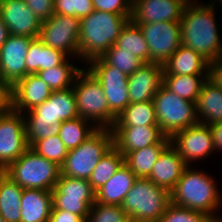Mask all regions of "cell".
Listing matches in <instances>:
<instances>
[{
	"label": "cell",
	"instance_id": "6da1fadb",
	"mask_svg": "<svg viewBox=\"0 0 222 222\" xmlns=\"http://www.w3.org/2000/svg\"><path fill=\"white\" fill-rule=\"evenodd\" d=\"M210 3L186 5L180 19L182 45L195 50L208 62L222 56V40L214 11L217 8L212 0Z\"/></svg>",
	"mask_w": 222,
	"mask_h": 222
},
{
	"label": "cell",
	"instance_id": "7a4b0ae2",
	"mask_svg": "<svg viewBox=\"0 0 222 222\" xmlns=\"http://www.w3.org/2000/svg\"><path fill=\"white\" fill-rule=\"evenodd\" d=\"M131 16L93 11L80 20L79 60L88 63L101 57L116 39Z\"/></svg>",
	"mask_w": 222,
	"mask_h": 222
},
{
	"label": "cell",
	"instance_id": "3957f363",
	"mask_svg": "<svg viewBox=\"0 0 222 222\" xmlns=\"http://www.w3.org/2000/svg\"><path fill=\"white\" fill-rule=\"evenodd\" d=\"M214 179L207 172L187 166L171 191V203L209 217L214 215L222 205L221 192Z\"/></svg>",
	"mask_w": 222,
	"mask_h": 222
},
{
	"label": "cell",
	"instance_id": "277c9868",
	"mask_svg": "<svg viewBox=\"0 0 222 222\" xmlns=\"http://www.w3.org/2000/svg\"><path fill=\"white\" fill-rule=\"evenodd\" d=\"M170 204L169 190L148 178H137L121 206L131 222H159Z\"/></svg>",
	"mask_w": 222,
	"mask_h": 222
},
{
	"label": "cell",
	"instance_id": "5b68a950",
	"mask_svg": "<svg viewBox=\"0 0 222 222\" xmlns=\"http://www.w3.org/2000/svg\"><path fill=\"white\" fill-rule=\"evenodd\" d=\"M72 88L78 116L90 121L96 128L112 129L116 118L109 112L102 85L87 68L78 74Z\"/></svg>",
	"mask_w": 222,
	"mask_h": 222
},
{
	"label": "cell",
	"instance_id": "8992f818",
	"mask_svg": "<svg viewBox=\"0 0 222 222\" xmlns=\"http://www.w3.org/2000/svg\"><path fill=\"white\" fill-rule=\"evenodd\" d=\"M3 172L23 189L52 191L60 178L61 167L29 147Z\"/></svg>",
	"mask_w": 222,
	"mask_h": 222
},
{
	"label": "cell",
	"instance_id": "52a82bcc",
	"mask_svg": "<svg viewBox=\"0 0 222 222\" xmlns=\"http://www.w3.org/2000/svg\"><path fill=\"white\" fill-rule=\"evenodd\" d=\"M113 146L112 129L97 128L84 142L69 150L61 175L88 180L100 159Z\"/></svg>",
	"mask_w": 222,
	"mask_h": 222
},
{
	"label": "cell",
	"instance_id": "ba28073f",
	"mask_svg": "<svg viewBox=\"0 0 222 222\" xmlns=\"http://www.w3.org/2000/svg\"><path fill=\"white\" fill-rule=\"evenodd\" d=\"M157 123L171 138L175 133L198 123L195 102L179 97L162 85L153 98Z\"/></svg>",
	"mask_w": 222,
	"mask_h": 222
},
{
	"label": "cell",
	"instance_id": "9c48e42d",
	"mask_svg": "<svg viewBox=\"0 0 222 222\" xmlns=\"http://www.w3.org/2000/svg\"><path fill=\"white\" fill-rule=\"evenodd\" d=\"M87 65V69L102 85L109 112L117 118L130 104L128 75L109 65L102 57L92 59Z\"/></svg>",
	"mask_w": 222,
	"mask_h": 222
},
{
	"label": "cell",
	"instance_id": "30bf717a",
	"mask_svg": "<svg viewBox=\"0 0 222 222\" xmlns=\"http://www.w3.org/2000/svg\"><path fill=\"white\" fill-rule=\"evenodd\" d=\"M80 19L54 13L41 22L38 38L47 46L58 49L69 58H79Z\"/></svg>",
	"mask_w": 222,
	"mask_h": 222
},
{
	"label": "cell",
	"instance_id": "8fae6325",
	"mask_svg": "<svg viewBox=\"0 0 222 222\" xmlns=\"http://www.w3.org/2000/svg\"><path fill=\"white\" fill-rule=\"evenodd\" d=\"M29 148L25 119L9 106L0 111V171H4Z\"/></svg>",
	"mask_w": 222,
	"mask_h": 222
},
{
	"label": "cell",
	"instance_id": "7c38bea8",
	"mask_svg": "<svg viewBox=\"0 0 222 222\" xmlns=\"http://www.w3.org/2000/svg\"><path fill=\"white\" fill-rule=\"evenodd\" d=\"M140 27L149 48L151 63L161 65L172 56L181 43L180 21L136 24Z\"/></svg>",
	"mask_w": 222,
	"mask_h": 222
},
{
	"label": "cell",
	"instance_id": "4fadbf2b",
	"mask_svg": "<svg viewBox=\"0 0 222 222\" xmlns=\"http://www.w3.org/2000/svg\"><path fill=\"white\" fill-rule=\"evenodd\" d=\"M170 144L188 166L215 152L210 126L201 123L175 133L170 138Z\"/></svg>",
	"mask_w": 222,
	"mask_h": 222
},
{
	"label": "cell",
	"instance_id": "5bb4252c",
	"mask_svg": "<svg viewBox=\"0 0 222 222\" xmlns=\"http://www.w3.org/2000/svg\"><path fill=\"white\" fill-rule=\"evenodd\" d=\"M32 40L9 35L0 49V79L8 89L26 76V55Z\"/></svg>",
	"mask_w": 222,
	"mask_h": 222
},
{
	"label": "cell",
	"instance_id": "9a60e30c",
	"mask_svg": "<svg viewBox=\"0 0 222 222\" xmlns=\"http://www.w3.org/2000/svg\"><path fill=\"white\" fill-rule=\"evenodd\" d=\"M51 93L52 90L36 73L27 74L9 89L8 106L23 114L44 103Z\"/></svg>",
	"mask_w": 222,
	"mask_h": 222
},
{
	"label": "cell",
	"instance_id": "2e32d148",
	"mask_svg": "<svg viewBox=\"0 0 222 222\" xmlns=\"http://www.w3.org/2000/svg\"><path fill=\"white\" fill-rule=\"evenodd\" d=\"M0 16L10 35L38 38L41 21L24 0H0Z\"/></svg>",
	"mask_w": 222,
	"mask_h": 222
},
{
	"label": "cell",
	"instance_id": "e0dca14e",
	"mask_svg": "<svg viewBox=\"0 0 222 222\" xmlns=\"http://www.w3.org/2000/svg\"><path fill=\"white\" fill-rule=\"evenodd\" d=\"M26 141L31 147L37 140L58 135L61 122L55 121L53 91L50 97L32 110L23 113Z\"/></svg>",
	"mask_w": 222,
	"mask_h": 222
},
{
	"label": "cell",
	"instance_id": "ac0fdd59",
	"mask_svg": "<svg viewBox=\"0 0 222 222\" xmlns=\"http://www.w3.org/2000/svg\"><path fill=\"white\" fill-rule=\"evenodd\" d=\"M185 6L180 0H132L130 20L135 24L180 21Z\"/></svg>",
	"mask_w": 222,
	"mask_h": 222
},
{
	"label": "cell",
	"instance_id": "d6986e66",
	"mask_svg": "<svg viewBox=\"0 0 222 222\" xmlns=\"http://www.w3.org/2000/svg\"><path fill=\"white\" fill-rule=\"evenodd\" d=\"M113 146L125 157L129 152L158 144L165 135L159 126H113Z\"/></svg>",
	"mask_w": 222,
	"mask_h": 222
},
{
	"label": "cell",
	"instance_id": "ffe728a7",
	"mask_svg": "<svg viewBox=\"0 0 222 222\" xmlns=\"http://www.w3.org/2000/svg\"><path fill=\"white\" fill-rule=\"evenodd\" d=\"M163 65L144 63L139 69L128 76L130 103L153 100L158 89L163 85Z\"/></svg>",
	"mask_w": 222,
	"mask_h": 222
},
{
	"label": "cell",
	"instance_id": "44dd1931",
	"mask_svg": "<svg viewBox=\"0 0 222 222\" xmlns=\"http://www.w3.org/2000/svg\"><path fill=\"white\" fill-rule=\"evenodd\" d=\"M187 166L177 150L169 144L159 155L151 174L147 178L157 186L171 192Z\"/></svg>",
	"mask_w": 222,
	"mask_h": 222
},
{
	"label": "cell",
	"instance_id": "7402d4cb",
	"mask_svg": "<svg viewBox=\"0 0 222 222\" xmlns=\"http://www.w3.org/2000/svg\"><path fill=\"white\" fill-rule=\"evenodd\" d=\"M136 179L132 170L123 163L116 173L95 192V202L121 206Z\"/></svg>",
	"mask_w": 222,
	"mask_h": 222
},
{
	"label": "cell",
	"instance_id": "603a6c76",
	"mask_svg": "<svg viewBox=\"0 0 222 222\" xmlns=\"http://www.w3.org/2000/svg\"><path fill=\"white\" fill-rule=\"evenodd\" d=\"M208 65L209 62L198 52L181 44L163 64V74L208 75Z\"/></svg>",
	"mask_w": 222,
	"mask_h": 222
},
{
	"label": "cell",
	"instance_id": "cb8c5ba5",
	"mask_svg": "<svg viewBox=\"0 0 222 222\" xmlns=\"http://www.w3.org/2000/svg\"><path fill=\"white\" fill-rule=\"evenodd\" d=\"M52 207L51 191L23 189L20 222H48Z\"/></svg>",
	"mask_w": 222,
	"mask_h": 222
},
{
	"label": "cell",
	"instance_id": "d4e9b609",
	"mask_svg": "<svg viewBox=\"0 0 222 222\" xmlns=\"http://www.w3.org/2000/svg\"><path fill=\"white\" fill-rule=\"evenodd\" d=\"M195 107L198 123L212 125L222 122V88L207 79L201 87Z\"/></svg>",
	"mask_w": 222,
	"mask_h": 222
},
{
	"label": "cell",
	"instance_id": "484cf974",
	"mask_svg": "<svg viewBox=\"0 0 222 222\" xmlns=\"http://www.w3.org/2000/svg\"><path fill=\"white\" fill-rule=\"evenodd\" d=\"M68 56L62 51L44 44L39 38L30 42L26 55V75L35 74L62 64Z\"/></svg>",
	"mask_w": 222,
	"mask_h": 222
},
{
	"label": "cell",
	"instance_id": "4316f807",
	"mask_svg": "<svg viewBox=\"0 0 222 222\" xmlns=\"http://www.w3.org/2000/svg\"><path fill=\"white\" fill-rule=\"evenodd\" d=\"M22 192L23 188L0 171V216L5 222L21 221Z\"/></svg>",
	"mask_w": 222,
	"mask_h": 222
},
{
	"label": "cell",
	"instance_id": "83f0119b",
	"mask_svg": "<svg viewBox=\"0 0 222 222\" xmlns=\"http://www.w3.org/2000/svg\"><path fill=\"white\" fill-rule=\"evenodd\" d=\"M170 144V138L164 137L158 144L129 152L124 163L137 178H147L162 151Z\"/></svg>",
	"mask_w": 222,
	"mask_h": 222
},
{
	"label": "cell",
	"instance_id": "f1b7e54d",
	"mask_svg": "<svg viewBox=\"0 0 222 222\" xmlns=\"http://www.w3.org/2000/svg\"><path fill=\"white\" fill-rule=\"evenodd\" d=\"M208 75L163 74V85L179 97L196 103Z\"/></svg>",
	"mask_w": 222,
	"mask_h": 222
},
{
	"label": "cell",
	"instance_id": "f546056e",
	"mask_svg": "<svg viewBox=\"0 0 222 222\" xmlns=\"http://www.w3.org/2000/svg\"><path fill=\"white\" fill-rule=\"evenodd\" d=\"M114 126H159L153 100L130 103L116 118Z\"/></svg>",
	"mask_w": 222,
	"mask_h": 222
},
{
	"label": "cell",
	"instance_id": "4dcf8cb0",
	"mask_svg": "<svg viewBox=\"0 0 222 222\" xmlns=\"http://www.w3.org/2000/svg\"><path fill=\"white\" fill-rule=\"evenodd\" d=\"M115 44L121 49L133 53L144 63H150L148 43L140 27L131 20L122 28Z\"/></svg>",
	"mask_w": 222,
	"mask_h": 222
},
{
	"label": "cell",
	"instance_id": "1f68e13d",
	"mask_svg": "<svg viewBox=\"0 0 222 222\" xmlns=\"http://www.w3.org/2000/svg\"><path fill=\"white\" fill-rule=\"evenodd\" d=\"M69 57L60 65L38 71L36 74L44 80L52 91L72 88L75 79L83 68H77L70 63Z\"/></svg>",
	"mask_w": 222,
	"mask_h": 222
},
{
	"label": "cell",
	"instance_id": "d6a6232c",
	"mask_svg": "<svg viewBox=\"0 0 222 222\" xmlns=\"http://www.w3.org/2000/svg\"><path fill=\"white\" fill-rule=\"evenodd\" d=\"M90 123L82 117H76L61 123L58 136L68 151L78 147L97 129L93 124L89 125Z\"/></svg>",
	"mask_w": 222,
	"mask_h": 222
},
{
	"label": "cell",
	"instance_id": "836d02e7",
	"mask_svg": "<svg viewBox=\"0 0 222 222\" xmlns=\"http://www.w3.org/2000/svg\"><path fill=\"white\" fill-rule=\"evenodd\" d=\"M124 156L112 146L100 159L88 179L94 192L101 188L122 166Z\"/></svg>",
	"mask_w": 222,
	"mask_h": 222
},
{
	"label": "cell",
	"instance_id": "e575fe53",
	"mask_svg": "<svg viewBox=\"0 0 222 222\" xmlns=\"http://www.w3.org/2000/svg\"><path fill=\"white\" fill-rule=\"evenodd\" d=\"M52 196L81 197V200H95V192L86 179H77L60 175L51 191Z\"/></svg>",
	"mask_w": 222,
	"mask_h": 222
},
{
	"label": "cell",
	"instance_id": "d590c367",
	"mask_svg": "<svg viewBox=\"0 0 222 222\" xmlns=\"http://www.w3.org/2000/svg\"><path fill=\"white\" fill-rule=\"evenodd\" d=\"M109 65L118 68L126 75H131L139 69L144 62L133 53L121 49L114 44L101 56Z\"/></svg>",
	"mask_w": 222,
	"mask_h": 222
},
{
	"label": "cell",
	"instance_id": "8d00e7d4",
	"mask_svg": "<svg viewBox=\"0 0 222 222\" xmlns=\"http://www.w3.org/2000/svg\"><path fill=\"white\" fill-rule=\"evenodd\" d=\"M38 155L61 166L66 159L68 149L58 135L37 140L31 147Z\"/></svg>",
	"mask_w": 222,
	"mask_h": 222
},
{
	"label": "cell",
	"instance_id": "74e56055",
	"mask_svg": "<svg viewBox=\"0 0 222 222\" xmlns=\"http://www.w3.org/2000/svg\"><path fill=\"white\" fill-rule=\"evenodd\" d=\"M55 121L64 122L78 116L73 88L53 91Z\"/></svg>",
	"mask_w": 222,
	"mask_h": 222
},
{
	"label": "cell",
	"instance_id": "f35d334b",
	"mask_svg": "<svg viewBox=\"0 0 222 222\" xmlns=\"http://www.w3.org/2000/svg\"><path fill=\"white\" fill-rule=\"evenodd\" d=\"M86 222H131L122 206L94 203Z\"/></svg>",
	"mask_w": 222,
	"mask_h": 222
},
{
	"label": "cell",
	"instance_id": "ab89813d",
	"mask_svg": "<svg viewBox=\"0 0 222 222\" xmlns=\"http://www.w3.org/2000/svg\"><path fill=\"white\" fill-rule=\"evenodd\" d=\"M94 203L95 200H81V197L52 196V210H65L81 216L85 221Z\"/></svg>",
	"mask_w": 222,
	"mask_h": 222
},
{
	"label": "cell",
	"instance_id": "60d3db41",
	"mask_svg": "<svg viewBox=\"0 0 222 222\" xmlns=\"http://www.w3.org/2000/svg\"><path fill=\"white\" fill-rule=\"evenodd\" d=\"M92 0H54V13L80 20L93 12Z\"/></svg>",
	"mask_w": 222,
	"mask_h": 222
},
{
	"label": "cell",
	"instance_id": "b9f144b4",
	"mask_svg": "<svg viewBox=\"0 0 222 222\" xmlns=\"http://www.w3.org/2000/svg\"><path fill=\"white\" fill-rule=\"evenodd\" d=\"M204 213L170 204L159 222H208Z\"/></svg>",
	"mask_w": 222,
	"mask_h": 222
},
{
	"label": "cell",
	"instance_id": "7bdbcfd3",
	"mask_svg": "<svg viewBox=\"0 0 222 222\" xmlns=\"http://www.w3.org/2000/svg\"><path fill=\"white\" fill-rule=\"evenodd\" d=\"M95 11L119 14L121 16L132 15V0H92Z\"/></svg>",
	"mask_w": 222,
	"mask_h": 222
},
{
	"label": "cell",
	"instance_id": "ee69618b",
	"mask_svg": "<svg viewBox=\"0 0 222 222\" xmlns=\"http://www.w3.org/2000/svg\"><path fill=\"white\" fill-rule=\"evenodd\" d=\"M24 1L41 22L50 19L54 14V0H24Z\"/></svg>",
	"mask_w": 222,
	"mask_h": 222
},
{
	"label": "cell",
	"instance_id": "f6af8a7d",
	"mask_svg": "<svg viewBox=\"0 0 222 222\" xmlns=\"http://www.w3.org/2000/svg\"><path fill=\"white\" fill-rule=\"evenodd\" d=\"M208 80L222 88V56L209 62Z\"/></svg>",
	"mask_w": 222,
	"mask_h": 222
},
{
	"label": "cell",
	"instance_id": "bcb514c9",
	"mask_svg": "<svg viewBox=\"0 0 222 222\" xmlns=\"http://www.w3.org/2000/svg\"><path fill=\"white\" fill-rule=\"evenodd\" d=\"M48 222H86L81 216L65 210H52Z\"/></svg>",
	"mask_w": 222,
	"mask_h": 222
},
{
	"label": "cell",
	"instance_id": "7dc6e473",
	"mask_svg": "<svg viewBox=\"0 0 222 222\" xmlns=\"http://www.w3.org/2000/svg\"><path fill=\"white\" fill-rule=\"evenodd\" d=\"M209 126L212 133L214 150L222 151V122H218Z\"/></svg>",
	"mask_w": 222,
	"mask_h": 222
},
{
	"label": "cell",
	"instance_id": "c3c4849f",
	"mask_svg": "<svg viewBox=\"0 0 222 222\" xmlns=\"http://www.w3.org/2000/svg\"><path fill=\"white\" fill-rule=\"evenodd\" d=\"M9 89L1 82L0 79V111L8 107Z\"/></svg>",
	"mask_w": 222,
	"mask_h": 222
},
{
	"label": "cell",
	"instance_id": "681fc988",
	"mask_svg": "<svg viewBox=\"0 0 222 222\" xmlns=\"http://www.w3.org/2000/svg\"><path fill=\"white\" fill-rule=\"evenodd\" d=\"M9 35L10 34L8 31V28L0 16V49H1L2 45L6 42V39Z\"/></svg>",
	"mask_w": 222,
	"mask_h": 222
},
{
	"label": "cell",
	"instance_id": "f907efd6",
	"mask_svg": "<svg viewBox=\"0 0 222 222\" xmlns=\"http://www.w3.org/2000/svg\"><path fill=\"white\" fill-rule=\"evenodd\" d=\"M208 222H222V218L217 217L216 213L209 217Z\"/></svg>",
	"mask_w": 222,
	"mask_h": 222
},
{
	"label": "cell",
	"instance_id": "816d5d0a",
	"mask_svg": "<svg viewBox=\"0 0 222 222\" xmlns=\"http://www.w3.org/2000/svg\"><path fill=\"white\" fill-rule=\"evenodd\" d=\"M181 2H183L185 5L191 4V3H195L198 2L197 0H180Z\"/></svg>",
	"mask_w": 222,
	"mask_h": 222
},
{
	"label": "cell",
	"instance_id": "f5cc1de1",
	"mask_svg": "<svg viewBox=\"0 0 222 222\" xmlns=\"http://www.w3.org/2000/svg\"><path fill=\"white\" fill-rule=\"evenodd\" d=\"M213 2L219 3L222 6V0H214ZM222 8V7H221Z\"/></svg>",
	"mask_w": 222,
	"mask_h": 222
},
{
	"label": "cell",
	"instance_id": "db71d44e",
	"mask_svg": "<svg viewBox=\"0 0 222 222\" xmlns=\"http://www.w3.org/2000/svg\"><path fill=\"white\" fill-rule=\"evenodd\" d=\"M0 222H5V220L0 216Z\"/></svg>",
	"mask_w": 222,
	"mask_h": 222
}]
</instances>
